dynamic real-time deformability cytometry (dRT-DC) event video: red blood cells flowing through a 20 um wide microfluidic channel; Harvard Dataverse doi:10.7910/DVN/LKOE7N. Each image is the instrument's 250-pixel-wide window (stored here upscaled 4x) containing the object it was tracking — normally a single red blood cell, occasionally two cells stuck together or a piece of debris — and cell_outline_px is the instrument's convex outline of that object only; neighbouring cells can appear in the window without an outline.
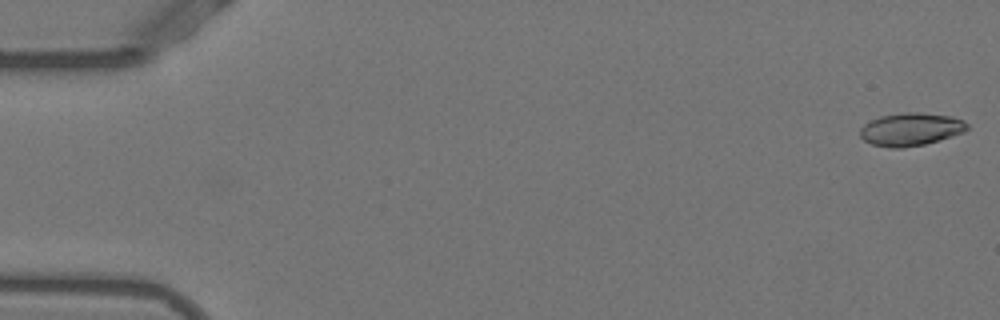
{"species": "Egyptian fruit bat (a non-hibernating species)", "species_latin": "Rousettus aegyptiacus", "temperature_condition": "warm", "stored_images_in_passage": 52, "camera_frame_rate_fps": 3000, "um_per_image_px": 0.085, "animal": {"sex": "female"}, "frame": {"image": 1, "passage_image": 1, "time_ms": 0.0, "image_size_px": [1000, 320], "cell_outline_px": [[968, 128], [964, 132], [924, 144], [904, 148], [888, 148], [872, 144], [864, 140], [860, 136], [860, 128], [864, 124], [880, 116], [908, 112], [916, 112], [952, 116], [964, 120], [968, 124]], "centroid_in_image_um": [77.41, 10.99], "position_along_channel_um": 7.6, "area_um2": 20.46}}
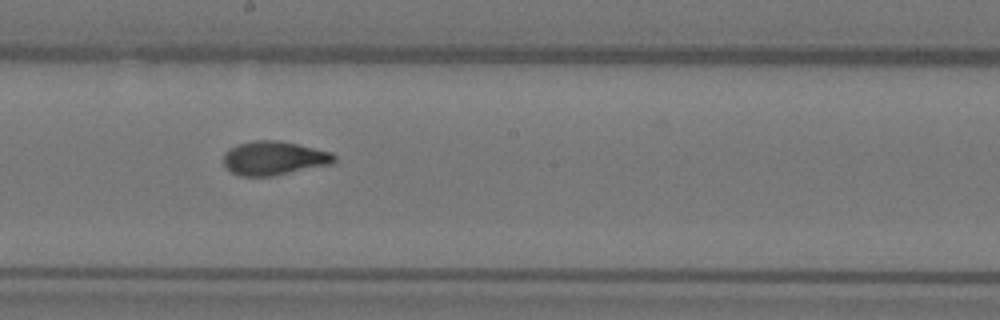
{"frame": {"image": 2, "passage_image": 29, "time_ms": 9.333, "image_size_px": [1000, 320], "cell_outline_px": [[336, 160], [332, 164], [272, 176], [240, 176], [232, 172], [224, 164], [224, 152], [240, 144], [252, 140], [280, 140], [332, 152], [336, 156]], "centroid_in_image_um": [23.32, 13.44], "position_along_channel_um": 224.9, "area_um2": 21.79}}
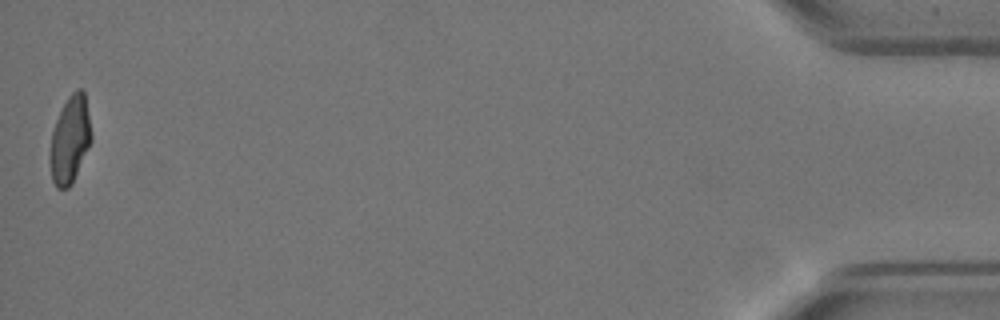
{"frame": {"image": 3, "passage_image": 52, "time_ms": 17.0, "image_size_px": [1000, 320], "cell_outline_px": [[92, 140], [72, 184], [68, 188], [56, 188], [52, 180], [52, 132], [56, 120], [68, 96], [76, 88], [80, 88], [84, 92], [92, 136]], "centroid_in_image_um": [5.98, 11.86], "position_along_channel_um": 429.2, "area_um2": 20.35}, "authors_computed_cell_mechanics": {"area_um2": 21.1259, "velocity_mm_per_s": 3.8832, "shape_relaxation_time_tau1_ms": 7.0031, "shape_relaxation_time_tau2_ms": 1.0273, "deformation_change_tau1": 0.2291, "deformation_change_tau2": 0.0638}}